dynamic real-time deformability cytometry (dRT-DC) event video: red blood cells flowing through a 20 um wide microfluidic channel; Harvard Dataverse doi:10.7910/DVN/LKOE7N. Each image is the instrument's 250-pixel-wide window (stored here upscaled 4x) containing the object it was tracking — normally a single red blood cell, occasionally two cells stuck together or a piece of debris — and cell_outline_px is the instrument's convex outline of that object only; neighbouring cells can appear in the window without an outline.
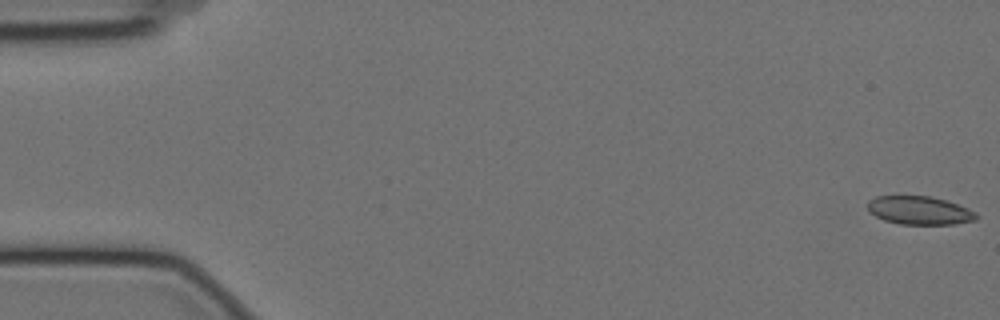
{"species": "Egyptian fruit bat (a non-hibernating species)", "species_latin": "Rousettus aegyptiacus", "temperature_condition": "cold", "stored_images_in_passage": 58, "camera_frame_rate_fps": 3000, "um_per_image_px": 0.085, "animal": {"sex": "female"}, "frame": {"image": 1, "passage_image": 1, "time_ms": 0.0, "image_size_px": [1000, 320], "cell_outline_px": [[980, 216], [976, 220], [952, 224], [900, 224], [884, 220], [868, 212], [868, 200], [876, 196], [932, 196], [968, 208], [976, 212]], "centroid_in_image_um": [78.15, 17.88], "position_along_channel_um": 6.8, "area_um2": 17.98}}
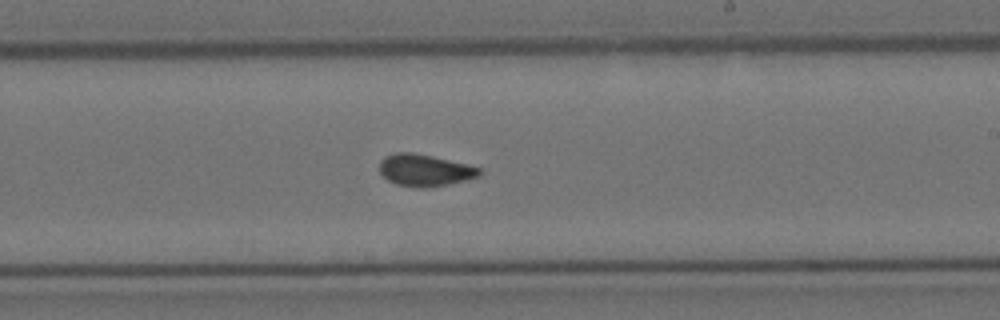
{"frame": {"image": 2, "passage_image": 34, "time_ms": 11.0, "image_size_px": [1000, 320], "cell_outline_px": [[484, 172], [480, 176], [468, 180], [448, 184], [424, 188], [420, 188], [396, 184], [388, 180], [380, 172], [380, 160], [384, 156], [396, 152], [412, 152], [432, 156], [468, 164], [480, 168]], "centroid_in_image_um": [36.14, 14.46], "position_along_channel_um": 252.9, "area_um2": 18.73}}
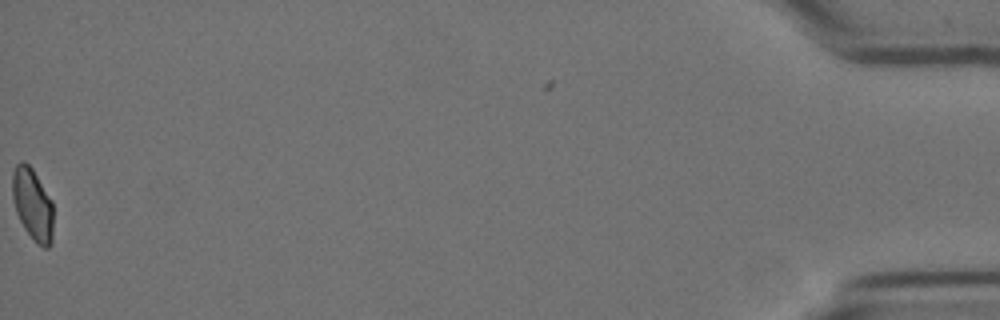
{"frame": {"image": 3, "passage_image": 58, "time_ms": 19.0, "image_size_px": [1000, 320], "cell_outline_px": [[52, 244], [48, 248], [44, 248], [36, 244], [24, 228], [16, 212], [12, 196], [12, 172], [16, 164], [20, 160], [24, 160], [32, 168], [52, 200]], "centroid_in_image_um": [2.76, 17.36], "position_along_channel_um": 432.4, "area_um2": 17.34}, "authors_computed_cell_mechanics": {"area_um2": 18.3804, "velocity_mm_per_s": 3.5148, "shape_relaxation_time_tau1_ms": null, "shape_relaxation_time_tau2_ms": 1.6015, "deformation_change_tau1": null, "deformation_change_tau2": 0.0575}}